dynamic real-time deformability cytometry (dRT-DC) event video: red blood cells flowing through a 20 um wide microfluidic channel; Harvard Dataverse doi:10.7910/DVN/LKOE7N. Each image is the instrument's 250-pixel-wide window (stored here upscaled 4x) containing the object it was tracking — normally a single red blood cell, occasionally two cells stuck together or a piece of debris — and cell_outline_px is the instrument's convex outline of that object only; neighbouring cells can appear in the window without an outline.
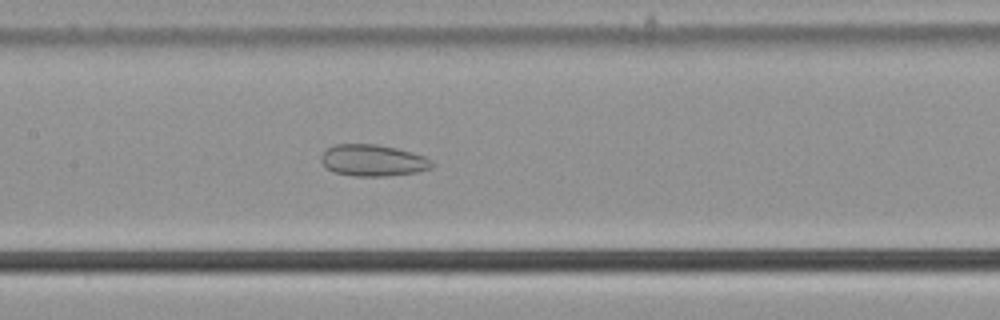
{"species": "common noctule bat (a hibernating species)", "species_latin": "Nyctalus noctula", "temperature_condition": "cold", "stored_images_in_passage": 41, "camera_frame_rate_fps": 3000, "um_per_image_px": 0.085, "animal": {"sex": "male", "body_mass_g": 21.5, "forearm_length_mm": 52.0}, "frame": {"image": 1, "passage_image": 13, "time_ms": 4.0, "image_size_px": [1000, 320], "cell_outline_px": [[432, 168], [416, 172], [388, 176], [352, 176], [336, 172], [328, 168], [320, 160], [320, 156], [328, 148], [336, 144], [376, 144], [396, 148], [412, 152], [424, 156], [432, 160]], "centroid_in_image_um": [31.71, 13.63], "position_along_channel_um": 175.7, "area_um2": 20.29}}
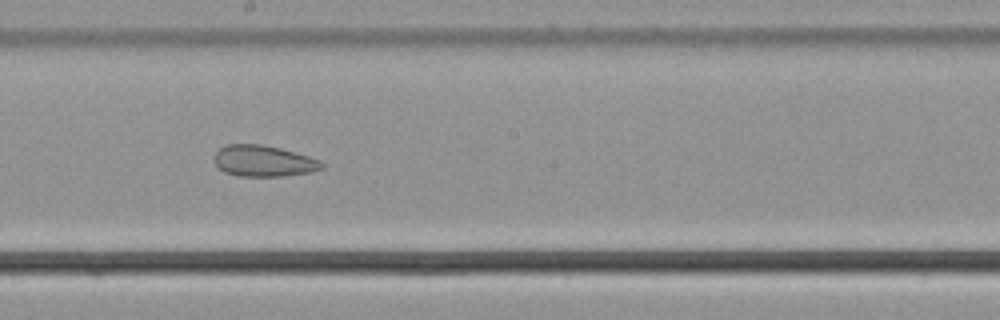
{"frame": {"image": 2, "passage_image": 17, "time_ms": 5.333, "image_size_px": [1000, 320], "cell_outline_px": [[324, 168], [312, 172], [284, 176], [236, 176], [224, 172], [212, 160], [216, 152], [224, 144], [260, 144], [280, 148], [308, 156], [320, 160], [324, 164]], "centroid_in_image_um": [22.39, 13.69], "position_along_channel_um": 225.8, "area_um2": 19.71}}
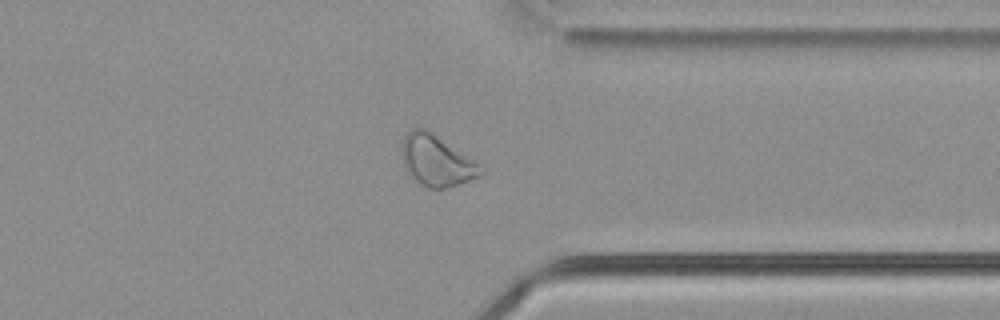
{"frame": {"image": 3, "passage_image": 29, "time_ms": 9.333, "image_size_px": [1000, 320], "cell_outline_px": [[488, 172], [480, 176], [448, 188], [428, 188], [420, 184], [408, 176], [404, 164], [400, 148], [404, 136], [412, 128], [424, 128], [488, 168]], "centroid_in_image_um": [37.14, 13.68], "position_along_channel_um": 374.3, "area_um2": 23.81}, "authors_computed_cell_mechanics": {"area_um2": 22.7154, "velocity_mm_per_s": 3.7685, "shape_relaxation_time_tau1_ms": null, "shape_relaxation_time_tau2_ms": 4.08, "deformation_change_tau1": null, "deformation_change_tau2": 0.1157}}